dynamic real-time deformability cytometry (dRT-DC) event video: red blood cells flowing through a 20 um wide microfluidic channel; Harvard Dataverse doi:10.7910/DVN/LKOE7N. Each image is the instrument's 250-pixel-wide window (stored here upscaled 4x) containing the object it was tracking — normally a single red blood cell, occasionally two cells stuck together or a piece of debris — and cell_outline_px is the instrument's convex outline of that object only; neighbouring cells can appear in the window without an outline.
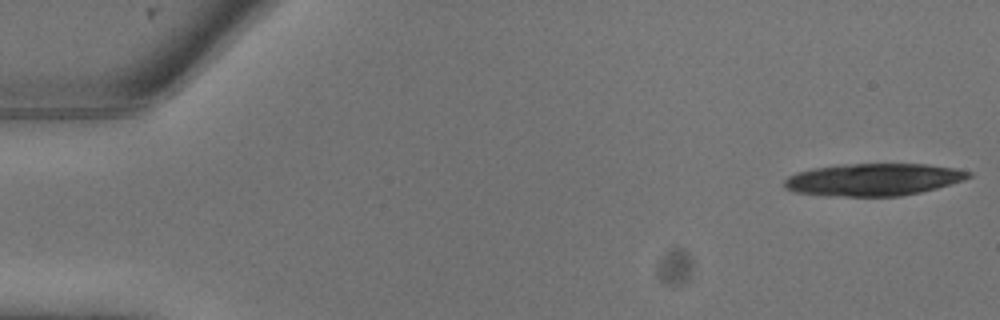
{"species": "common noctule bat (a hibernating species)", "species_latin": "Nyctalus noctula", "temperature_condition": "warm", "stored_images_in_passage": 9, "camera_frame_rate_fps": 3000, "um_per_image_px": 0.085, "animal": {"sex": "male", "body_mass_g": 13.3}, "frame": {"image": 1, "passage_image": 1, "time_ms": 0.0, "image_size_px": [1000, 320], "cell_outline_px": [[972, 176], [964, 180], [936, 188], [920, 192], [900, 196], [844, 196], [796, 192], [784, 188], [784, 180], [788, 176], [796, 172], [816, 168], [840, 164], [924, 164], [952, 168], [972, 172]], "centroid_in_image_um": [74.24, 15.26], "position_along_channel_um": 10.8, "area_um2": 34.33}}
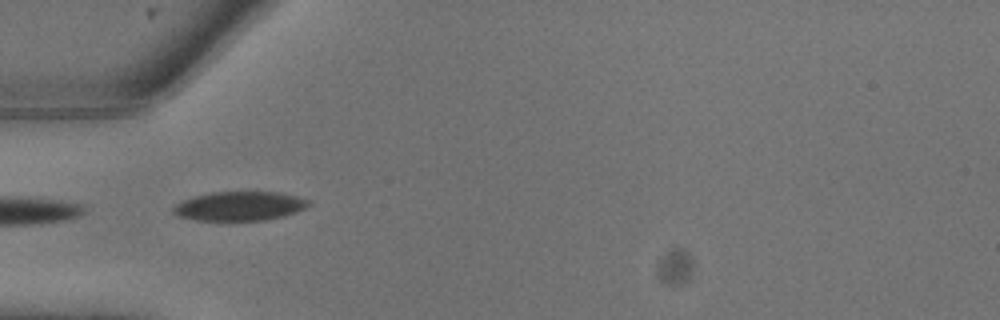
{"frame": {"image": 2, "passage_image": 8, "time_ms": 2.333, "image_size_px": [1000, 320], "cell_outline_px": [[312, 204], [308, 208], [284, 216], [264, 220], [196, 220], [176, 216], [172, 212], [172, 208], [176, 204], [184, 200], [196, 196], [212, 192], [280, 192], [296, 196], [308, 200]], "centroid_in_image_um": [20.39, 17.52], "position_along_channel_um": 64.6, "area_um2": 23.0}}